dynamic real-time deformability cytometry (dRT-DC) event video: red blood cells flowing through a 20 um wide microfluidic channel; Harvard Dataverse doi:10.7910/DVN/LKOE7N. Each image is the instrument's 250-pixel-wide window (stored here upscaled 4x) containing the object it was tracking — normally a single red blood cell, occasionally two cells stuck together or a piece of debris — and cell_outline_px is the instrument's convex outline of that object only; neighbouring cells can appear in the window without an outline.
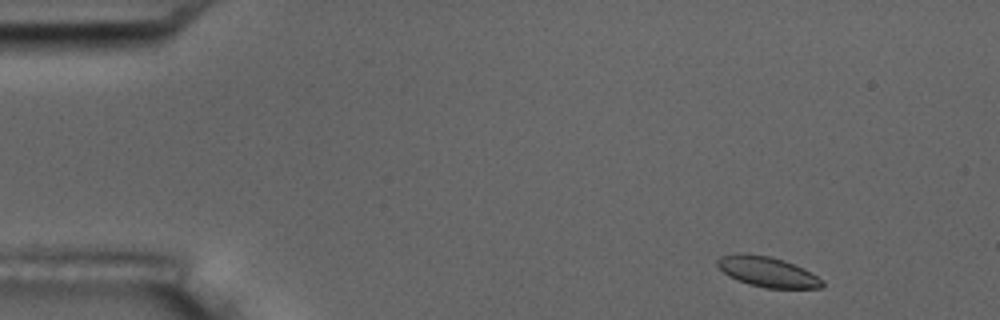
{"species": "common noctule bat (a hibernating species)", "species_latin": "Nyctalus noctula", "temperature_condition": "room temperature", "stored_images_in_passage": 5, "camera_frame_rate_fps": 3000, "um_per_image_px": 0.085, "animal": {"sex": "male", "body_mass_g": 17.5, "forearm_length_mm": 52.3}, "frame": {"image": 1, "passage_image": 1, "time_ms": 0.0, "image_size_px": [1000, 320], "cell_outline_px": [[824, 284], [820, 288], [764, 288], [748, 284], [736, 280], [728, 276], [716, 264], [716, 260], [720, 256], [736, 252], [768, 256], [784, 260], [824, 280]], "centroid_in_image_um": [65.16, 23.1], "position_along_channel_um": 19.8, "area_um2": 18.38}}
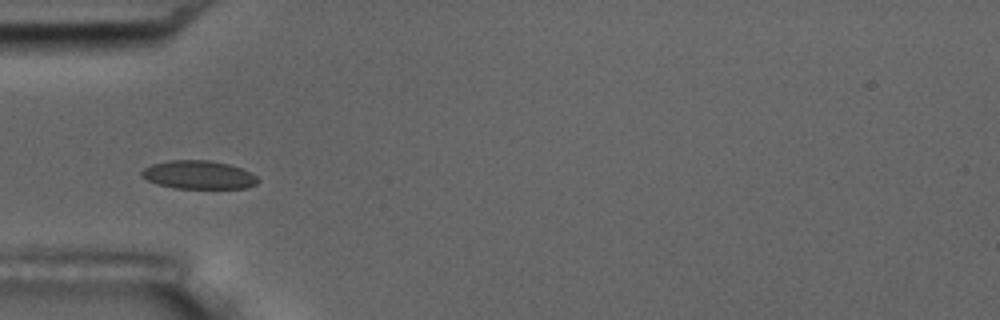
{"frame": {"image": 2, "passage_image": 4, "time_ms": 4.0, "image_size_px": [1000, 320], "cell_outline_px": [[260, 180], [256, 184], [244, 188], [176, 188], [156, 184], [140, 176], [140, 172], [144, 168], [152, 164], [168, 160], [208, 160], [228, 164], [240, 168], [256, 176]], "centroid_in_image_um": [16.84, 14.86], "position_along_channel_um": 68.2, "area_um2": 19.13}}